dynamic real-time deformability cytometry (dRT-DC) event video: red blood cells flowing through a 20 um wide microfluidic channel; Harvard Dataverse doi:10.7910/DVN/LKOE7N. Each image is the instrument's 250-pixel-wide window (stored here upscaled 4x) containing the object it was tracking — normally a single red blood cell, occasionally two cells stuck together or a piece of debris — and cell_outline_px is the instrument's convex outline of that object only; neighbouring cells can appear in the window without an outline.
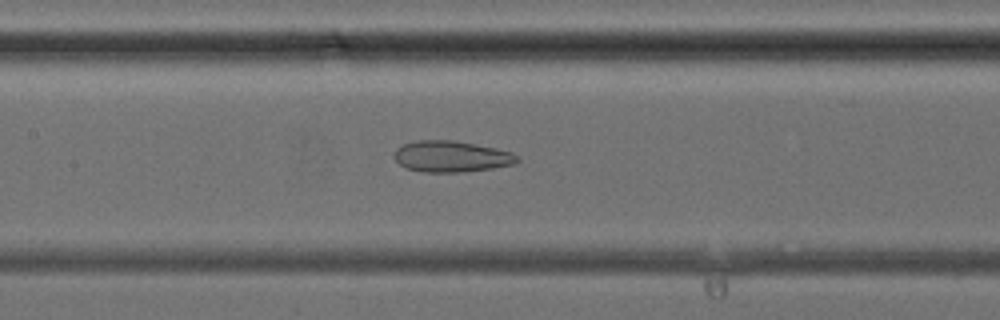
{"species": "common noctule bat (a hibernating species)", "species_latin": "Nyctalus noctula", "temperature_condition": "cold", "stored_images_in_passage": 26, "camera_frame_rate_fps": 3000, "um_per_image_px": 0.085, "animal": {"sex": "female", "body_mass_g": 24.6, "forearm_length_mm": 56.2}, "frame": {"image": 1, "passage_image": 11, "time_ms": 3.333, "image_size_px": [1000, 320], "cell_outline_px": [[520, 160], [516, 164], [492, 168], [460, 172], [424, 172], [404, 168], [392, 156], [396, 148], [404, 144], [420, 140], [452, 140], [496, 148], [512, 152], [520, 156]], "centroid_in_image_um": [38.38, 13.3], "position_along_channel_um": 169.0, "area_um2": 22.48}}
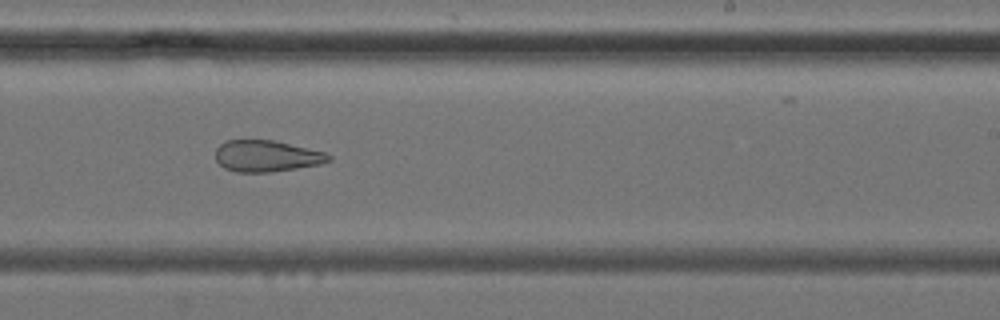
{"frame": {"image": 2, "passage_image": 17, "time_ms": 5.333, "image_size_px": [1000, 320], "cell_outline_px": [[332, 160], [320, 164], [272, 172], [236, 172], [224, 168], [216, 160], [216, 148], [224, 140], [276, 140], [324, 152], [332, 156]], "centroid_in_image_um": [22.65, 13.26], "position_along_channel_um": 266.3, "area_um2": 20.81}}
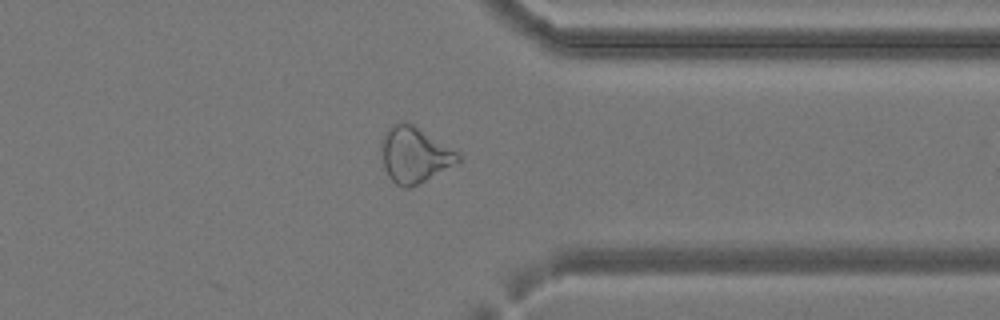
{"frame": {"image": 3, "passage_image": 24, "time_ms": 7.667, "image_size_px": [1000, 320], "cell_outline_px": [[460, 160], [424, 180], [408, 188], [404, 188], [396, 184], [388, 176], [384, 168], [380, 148], [380, 140], [384, 132], [392, 124], [408, 120], [456, 152], [460, 156]], "centroid_in_image_um": [35.13, 13.11], "position_along_channel_um": 376.3, "area_um2": 24.57}}